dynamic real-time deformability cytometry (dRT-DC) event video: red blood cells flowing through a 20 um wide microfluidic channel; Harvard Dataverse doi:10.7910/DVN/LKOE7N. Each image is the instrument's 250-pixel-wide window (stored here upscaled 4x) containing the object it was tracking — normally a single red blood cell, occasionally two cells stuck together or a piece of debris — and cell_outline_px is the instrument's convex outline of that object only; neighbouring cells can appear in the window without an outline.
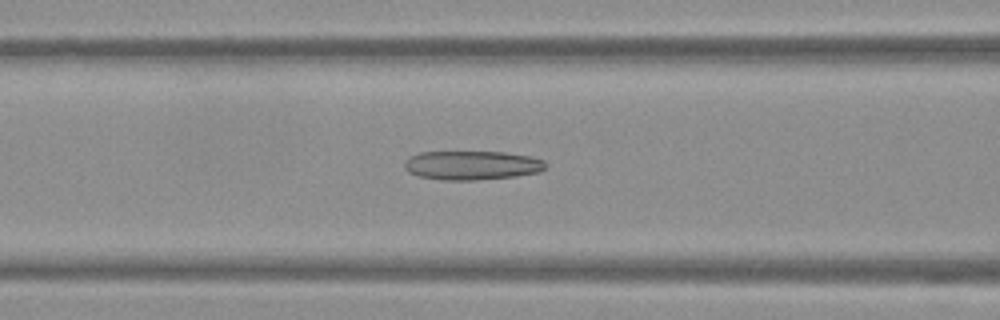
{"species": "Egyptian fruit bat (a non-hibernating species)", "species_latin": "Rousettus aegyptiacus", "temperature_condition": "warm", "stored_images_in_passage": 39, "camera_frame_rate_fps": 3000, "um_per_image_px": 0.085, "frame": {"image": 1, "passage_image": 8, "time_ms": 2.333, "image_size_px": [1000, 320], "cell_outline_px": [[548, 164], [540, 172], [516, 176], [476, 180], [440, 180], [420, 176], [408, 172], [404, 168], [404, 160], [420, 152], [504, 152], [528, 156], [544, 160]], "centroid_in_image_um": [40.11, 14.05], "position_along_channel_um": 126.5, "area_um2": 23.93}}
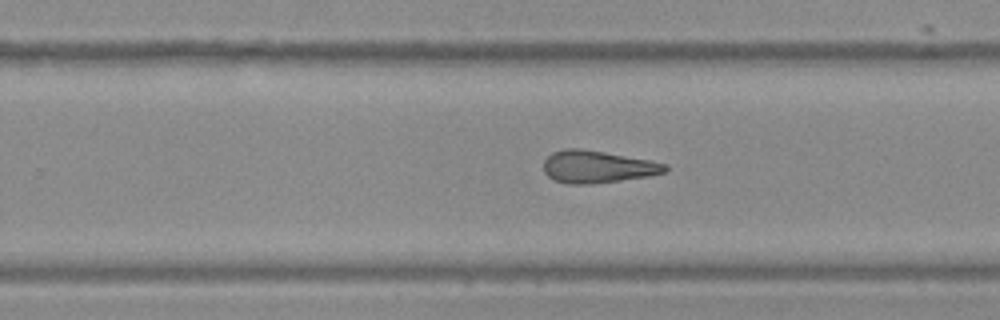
{"frame": {"image": 2, "passage_image": 20, "time_ms": 6.333, "image_size_px": [1000, 320], "cell_outline_px": [[668, 168], [664, 172], [648, 176], [620, 180], [588, 184], [568, 184], [556, 180], [548, 176], [544, 172], [544, 160], [552, 152], [564, 148], [580, 148], [604, 152], [648, 160], [668, 164]], "centroid_in_image_um": [50.75, 14.17], "position_along_channel_um": 279.1, "area_um2": 22.66}}
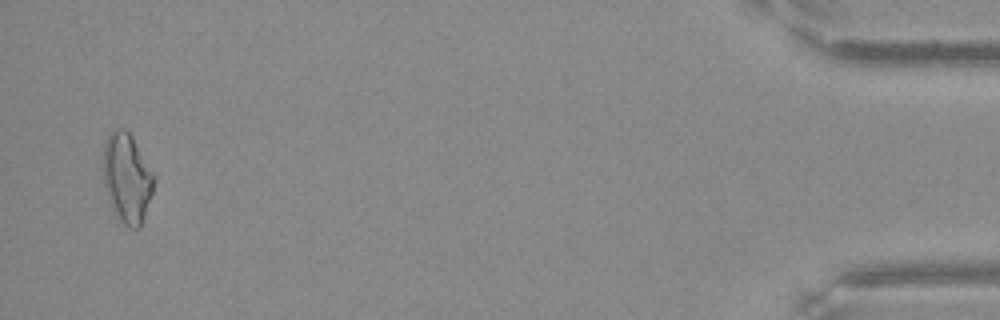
{"frame": {"image": 3, "passage_image": 38, "time_ms": 12.333, "image_size_px": [1000, 320], "cell_outline_px": [[156, 180], [140, 228], [128, 228], [120, 220], [112, 208], [104, 184], [104, 140], [112, 128], [124, 128], [132, 136], [156, 176]], "centroid_in_image_um": [10.81, 15.09], "position_along_channel_um": 424.4, "area_um2": 26.47}, "authors_computed_cell_mechanics": {"area_um2": 23.2356, "velocity_mm_per_s": 3.8149, "shape_relaxation_time_tau1_ms": null, "shape_relaxation_time_tau2_ms": 6.7903, "deformation_change_tau1": null, "deformation_change_tau2": 0.2122}}